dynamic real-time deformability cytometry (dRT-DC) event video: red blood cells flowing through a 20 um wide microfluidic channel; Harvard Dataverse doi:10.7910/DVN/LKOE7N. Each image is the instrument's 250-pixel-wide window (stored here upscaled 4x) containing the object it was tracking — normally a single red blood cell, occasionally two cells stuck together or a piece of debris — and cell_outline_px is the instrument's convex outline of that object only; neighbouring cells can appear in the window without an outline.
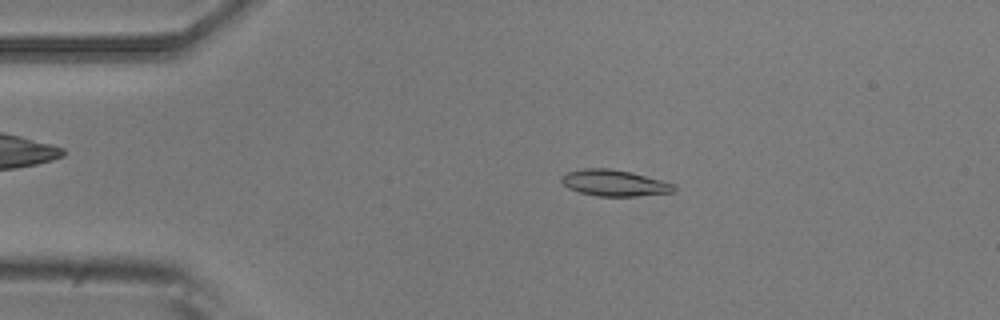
{"species": "common noctule bat (a hibernating species)", "species_latin": "Nyctalus noctula", "temperature_condition": "room temperature", "stored_images_in_passage": 53, "camera_frame_rate_fps": 3000, "um_per_image_px": 0.085, "animal": {"sex": "male", "body_mass_g": 20.5, "forearm_length_mm": 52.5}, "frame": {"image": 1, "passage_image": 10, "time_ms": 3.0, "image_size_px": [1000, 320], "cell_outline_px": [[676, 192], [636, 196], [596, 196], [580, 192], [568, 188], [560, 180], [560, 176], [568, 172], [584, 168], [608, 168], [628, 172], [676, 184]], "centroid_in_image_um": [52.21, 15.56], "position_along_channel_um": 32.8, "area_um2": 17.11}}
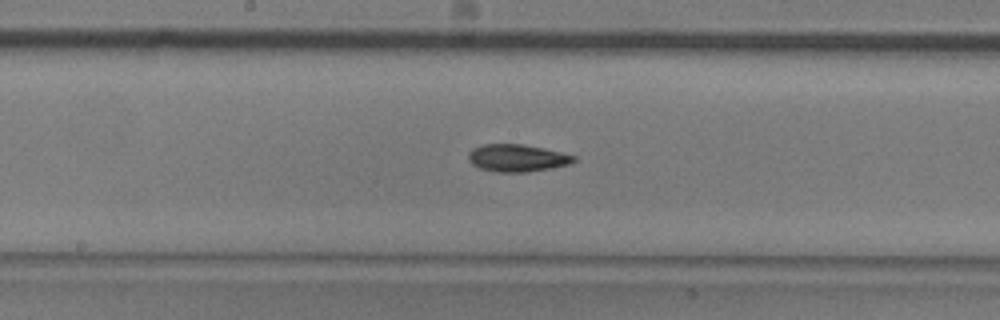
{"frame": {"image": 2, "passage_image": 27, "time_ms": 8.667, "image_size_px": [1000, 320], "cell_outline_px": [[576, 160], [568, 164], [552, 168], [524, 172], [496, 172], [480, 168], [472, 164], [468, 160], [468, 152], [472, 148], [484, 144], [520, 144], [544, 148], [576, 156]], "centroid_in_image_um": [43.92, 13.43], "position_along_channel_um": 204.3, "area_um2": 16.76}}
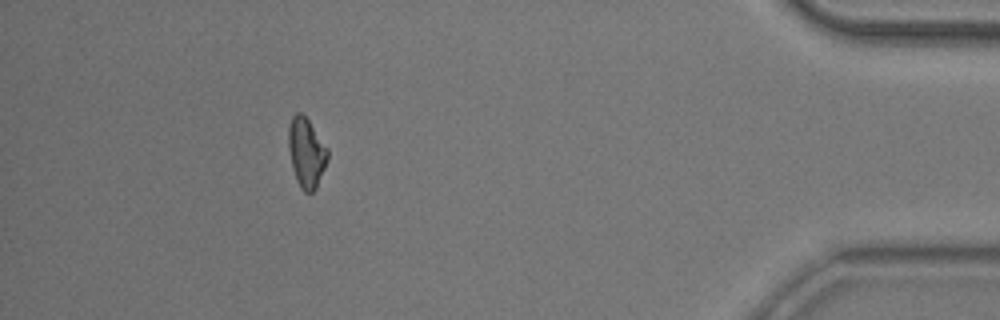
{"frame": {"image": 3, "passage_image": 48, "time_ms": 15.667, "image_size_px": [1000, 320], "cell_outline_px": [[328, 160], [316, 188], [312, 192], [304, 192], [300, 188], [296, 180], [292, 168], [288, 148], [288, 128], [292, 116], [296, 112], [300, 112], [308, 120], [328, 148]], "centroid_in_image_um": [26.03, 12.98], "position_along_channel_um": 409.2, "area_um2": 15.95}, "authors_computed_cell_mechanics": {"area_um2": 16.2418, "velocity_mm_per_s": 3.7295, "shape_relaxation_time_tau1_ms": 5.3995, "shape_relaxation_time_tau2_ms": null, "deformation_change_tau1": 0.1307, "deformation_change_tau2": null}}